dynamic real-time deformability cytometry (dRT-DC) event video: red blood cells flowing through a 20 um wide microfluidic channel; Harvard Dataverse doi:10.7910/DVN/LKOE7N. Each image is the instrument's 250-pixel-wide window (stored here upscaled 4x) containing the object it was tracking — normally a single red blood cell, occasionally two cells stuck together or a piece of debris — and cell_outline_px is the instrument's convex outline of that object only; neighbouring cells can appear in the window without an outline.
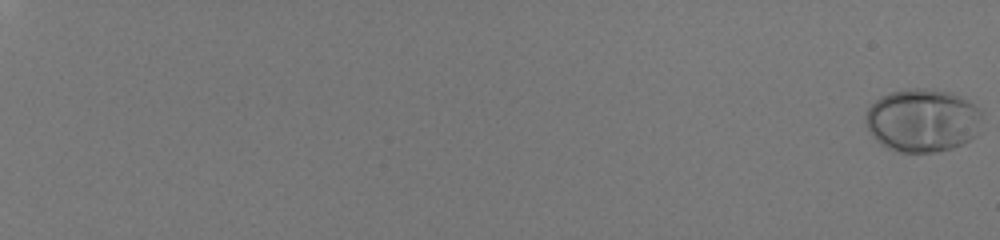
{"species": "human", "species_latin": "Homo sapiens", "temperature_condition": "room temperature", "stored_images_in_passage": 58, "camera_frame_rate_fps": 3000, "um_per_image_px": 0.085, "donor": {"sex": "male"}, "frame": {"image": 1, "passage_image": 1, "time_ms": 0.0, "image_size_px": [1000, 240], "cell_outline_px": [[984, 132], [952, 148], [936, 152], [896, 152], [888, 148], [876, 140], [872, 136], [864, 120], [864, 116], [868, 108], [880, 96], [892, 92], [912, 88], [924, 88], [952, 92], [968, 100], [980, 108], [984, 112]], "centroid_in_image_um": [78.49, 10.23], "position_along_channel_um": 6.5, "area_um2": 43.81}}
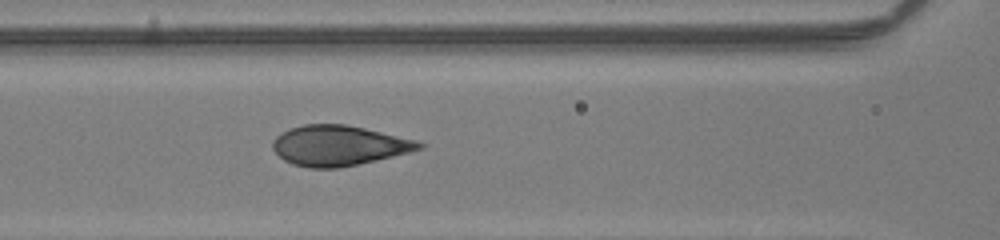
{"frame": {"image": 2, "passage_image": 33, "time_ms": 10.667, "image_size_px": [1000, 240], "cell_outline_px": [[424, 148], [376, 160], [336, 168], [308, 168], [292, 164], [284, 160], [272, 148], [272, 140], [276, 136], [292, 128], [304, 124], [344, 124], [364, 128], [412, 140], [424, 144]], "centroid_in_image_um": [28.73, 12.38], "position_along_channel_um": 137.9, "area_um2": 33.7}}
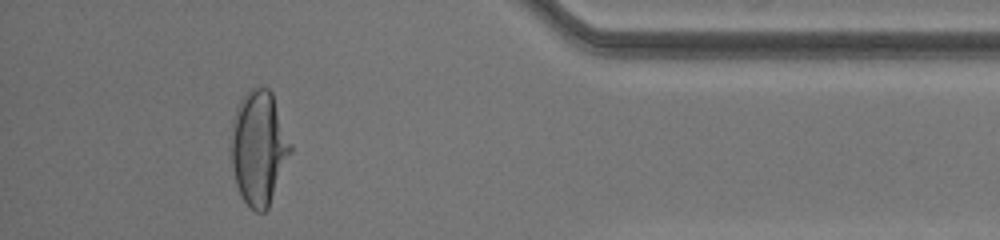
{"frame": {"image": 3, "passage_image": 55, "time_ms": 18.0, "image_size_px": [1000, 240], "cell_outline_px": [[292, 152], [268, 208], [264, 212], [256, 212], [240, 196], [236, 184], [228, 148], [232, 120], [236, 108], [240, 100], [252, 88], [268, 88], [272, 92], [292, 144]], "centroid_in_image_um": [21.98, 12.56], "position_along_channel_um": 413.2, "area_um2": 40.06}, "authors_computed_cell_mechanics": {"area_um2": 36.9053, "velocity_mm_per_s": 4.0733, "shape_relaxation_time_tau1_ms": 4.7009, "shape_relaxation_time_tau2_ms": null, "deformation_change_tau1": 0.247, "deformation_change_tau2": null}}